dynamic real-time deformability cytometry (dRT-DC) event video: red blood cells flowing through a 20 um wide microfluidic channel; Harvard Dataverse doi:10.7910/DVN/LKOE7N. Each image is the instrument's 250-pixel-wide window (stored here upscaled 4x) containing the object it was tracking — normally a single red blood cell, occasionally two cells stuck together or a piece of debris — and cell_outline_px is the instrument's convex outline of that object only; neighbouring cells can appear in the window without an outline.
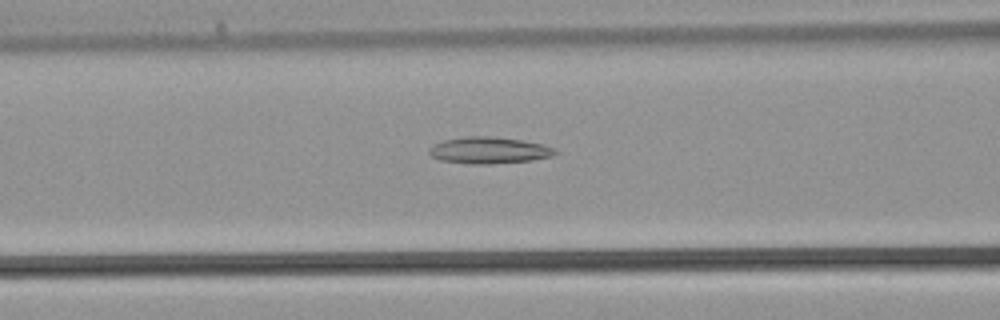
{"species": "common noctule bat (a hibernating species)", "species_latin": "Nyctalus noctula", "temperature_condition": "warm", "stored_images_in_passage": 38, "camera_frame_rate_fps": 3000, "um_per_image_px": 0.085, "animal": {"sex": "male", "body_mass_g": 21.5, "forearm_length_mm": 52.0}, "frame": {"image": 1, "passage_image": 15, "time_ms": 4.667, "image_size_px": [1000, 320], "cell_outline_px": [[560, 152], [552, 156], [532, 160], [492, 164], [472, 164], [440, 160], [432, 156], [428, 152], [428, 148], [444, 140], [468, 136], [488, 136], [524, 140], [556, 148]], "centroid_in_image_um": [41.6, 12.78], "position_along_channel_um": 125.0, "area_um2": 19.54}}
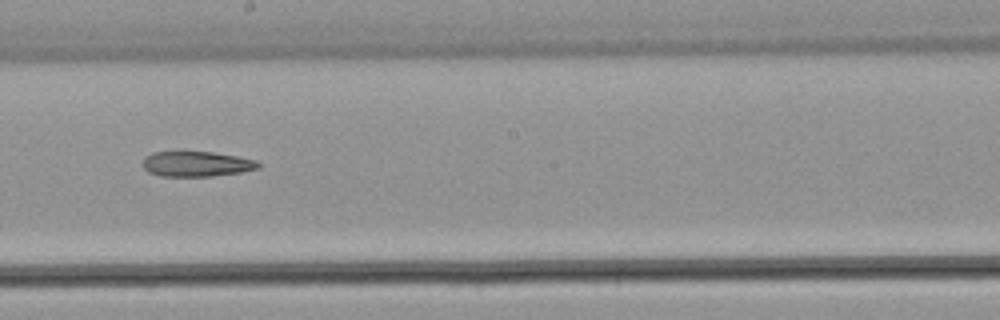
{"frame": {"image": 2, "passage_image": 21, "time_ms": 6.667, "image_size_px": [1000, 320], "cell_outline_px": [[260, 168], [240, 172], [212, 176], [160, 176], [148, 172], [144, 168], [144, 156], [152, 152], [180, 148], [184, 148], [212, 152], [236, 156], [256, 160], [260, 164]], "centroid_in_image_um": [16.63, 13.88], "position_along_channel_um": 231.6, "area_um2": 17.8}}
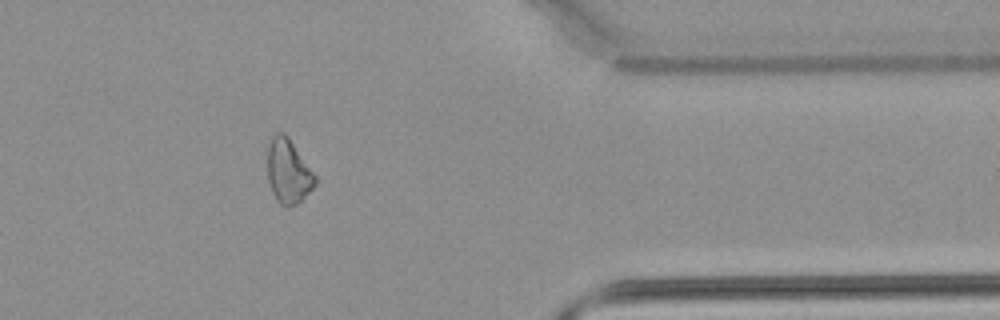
{"frame": {"image": 3, "passage_image": 31, "time_ms": 10.0, "image_size_px": [1000, 320], "cell_outline_px": [[316, 184], [296, 204], [288, 208], [280, 204], [276, 200], [272, 192], [268, 180], [268, 144], [272, 136], [276, 132], [284, 132], [288, 136], [316, 176]], "centroid_in_image_um": [24.48, 14.56], "position_along_channel_um": 386.9, "area_um2": 17.74}}